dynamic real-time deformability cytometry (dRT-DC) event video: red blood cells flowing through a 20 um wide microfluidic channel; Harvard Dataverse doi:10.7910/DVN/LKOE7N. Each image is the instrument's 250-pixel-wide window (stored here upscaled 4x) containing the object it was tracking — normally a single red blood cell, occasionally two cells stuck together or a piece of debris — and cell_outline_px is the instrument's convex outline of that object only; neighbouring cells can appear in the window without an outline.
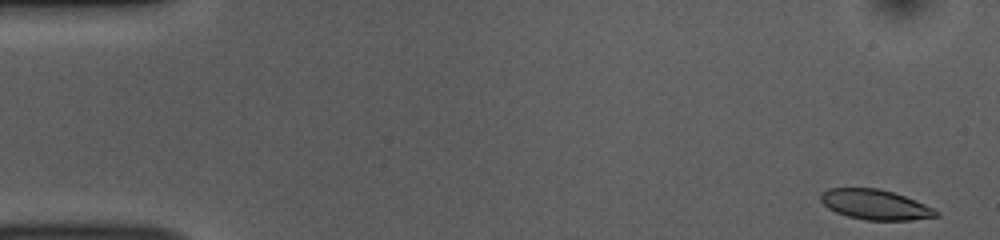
{"species": "common noctule bat (a hibernating species)", "species_latin": "Nyctalus noctula", "temperature_condition": "room temperature", "stored_images_in_passage": 52, "camera_frame_rate_fps": 3000, "um_per_image_px": 0.085, "animal": {"sex": "female", "body_mass_g": 10.0, "forearm_length_mm": 53.1}, "frame": {"image": 1, "passage_image": 1, "time_ms": 0.0, "image_size_px": [1000, 240], "cell_outline_px": [[940, 216], [912, 220], [864, 220], [848, 216], [836, 212], [828, 208], [820, 200], [820, 192], [828, 188], [880, 188], [904, 196], [924, 204], [940, 212]], "centroid_in_image_um": [74.38, 17.39], "position_along_channel_um": 10.6, "area_um2": 20.23}}
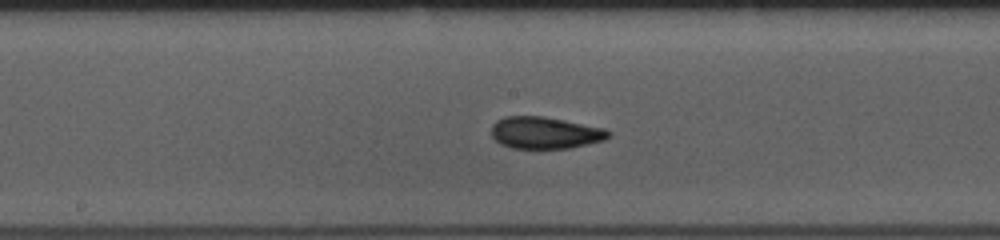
{"frame": {"image": 2, "passage_image": 26, "time_ms": 8.333, "image_size_px": [1000, 240], "cell_outline_px": [[612, 136], [604, 140], [572, 148], [512, 148], [500, 144], [492, 136], [492, 124], [496, 120], [504, 116], [544, 116], [604, 128], [612, 132]], "centroid_in_image_um": [46.34, 11.28], "position_along_channel_um": 201.9, "area_um2": 21.91}}
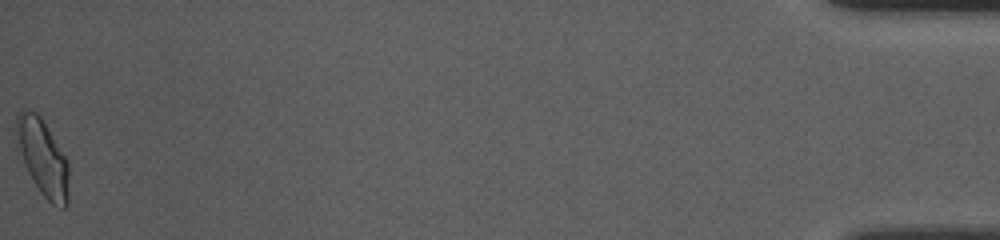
{"frame": {"image": 3, "passage_image": 52, "time_ms": 17.0, "image_size_px": [1000, 240], "cell_outline_px": [[68, 204], [64, 208], [60, 208], [52, 204], [40, 192], [28, 172], [12, 136], [16, 116], [20, 108], [24, 108], [36, 112], [40, 116], [68, 160]], "centroid_in_image_um": [3.58, 13.33], "position_along_channel_um": 431.6, "area_um2": 23.87}, "authors_computed_cell_mechanics": {"area_um2": 21.4149, "velocity_mm_per_s": 3.7718, "shape_relaxation_time_tau1_ms": 3.3891, "shape_relaxation_time_tau2_ms": 1.5803, "deformation_change_tau1": 0.1283, "deformation_change_tau2": 0.0528}}